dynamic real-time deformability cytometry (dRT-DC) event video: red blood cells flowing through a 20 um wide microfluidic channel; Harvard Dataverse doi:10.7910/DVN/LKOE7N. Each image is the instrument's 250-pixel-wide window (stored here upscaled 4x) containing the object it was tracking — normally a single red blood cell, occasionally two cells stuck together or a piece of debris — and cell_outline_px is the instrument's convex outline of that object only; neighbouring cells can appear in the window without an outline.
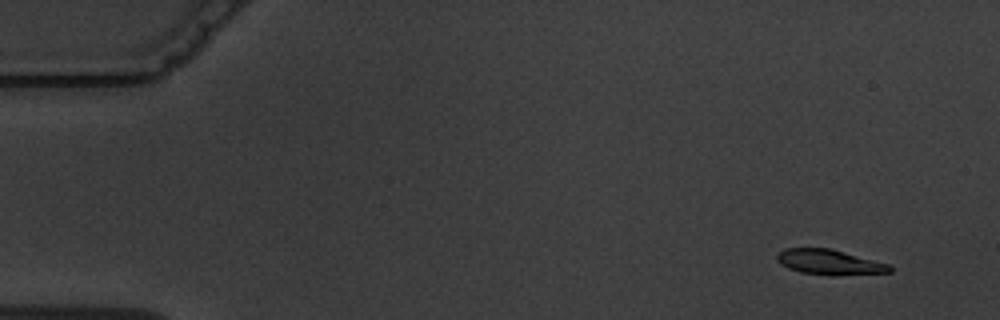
{"species": "common noctule bat (a hibernating species)", "species_latin": "Nyctalus noctula", "temperature_condition": "warm", "stored_images_in_passage": 6, "camera_frame_rate_fps": 3000, "um_per_image_px": 0.085, "animal": {"sex": "male", "body_mass_g": 19.5, "forearm_length_mm": 54.6}, "frame": {"image": 1, "passage_image": 1, "time_ms": 0.0, "image_size_px": [1000, 320], "cell_outline_px": [[892, 272], [832, 276], [800, 272], [788, 268], [780, 264], [776, 260], [776, 252], [784, 248], [828, 248], [888, 264], [892, 268]], "centroid_in_image_um": [70.43, 22.29], "position_along_channel_um": 14.6, "area_um2": 16.53}}
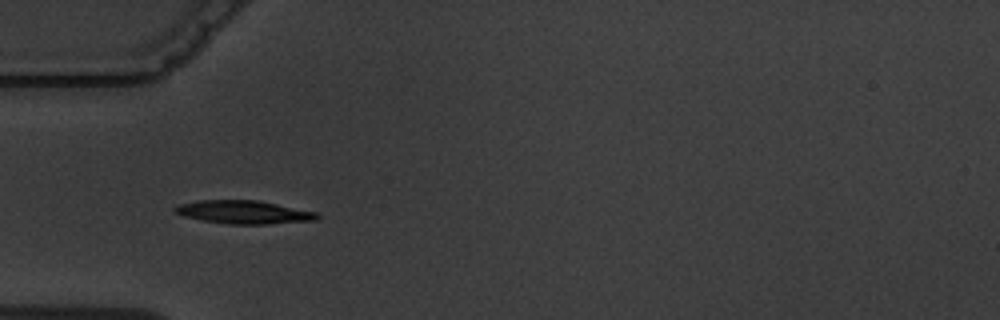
{"frame": {"image": 2, "passage_image": 5, "time_ms": 4.667, "image_size_px": [1000, 320], "cell_outline_px": [[320, 216], [316, 220], [264, 224], [232, 224], [204, 220], [184, 216], [176, 212], [172, 208], [180, 204], [196, 200], [260, 200], [316, 212]], "centroid_in_image_um": [20.73, 18.02], "position_along_channel_um": 64.3, "area_um2": 19.07}}